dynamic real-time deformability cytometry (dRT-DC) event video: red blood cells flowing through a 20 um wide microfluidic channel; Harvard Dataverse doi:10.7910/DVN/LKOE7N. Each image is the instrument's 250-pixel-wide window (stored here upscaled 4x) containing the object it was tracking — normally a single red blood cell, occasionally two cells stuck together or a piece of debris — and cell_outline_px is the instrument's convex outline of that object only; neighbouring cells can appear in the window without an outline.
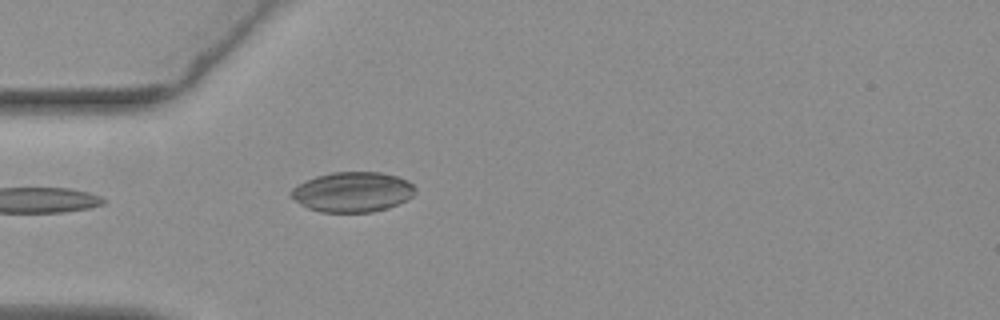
{"species": "common noctule bat (a hibernating species)", "species_latin": "Nyctalus noctula", "temperature_condition": "warm", "stored_images_in_passage": 24, "camera_frame_rate_fps": 3000, "um_per_image_px": 0.085, "animal": {"sex": "female", "body_mass_g": 19.3, "forearm_length_mm": 54.1}, "frame": {"image": 1, "passage_image": 1, "time_ms": 0.0, "image_size_px": [1000, 320], "cell_outline_px": [[416, 192], [412, 196], [388, 208], [372, 212], [320, 212], [308, 208], [300, 204], [288, 196], [288, 192], [296, 184], [304, 180], [316, 176], [332, 172], [380, 172], [396, 176], [408, 180], [416, 188]], "centroid_in_image_um": [29.91, 16.31], "position_along_channel_um": 55.1, "area_um2": 29.25}}